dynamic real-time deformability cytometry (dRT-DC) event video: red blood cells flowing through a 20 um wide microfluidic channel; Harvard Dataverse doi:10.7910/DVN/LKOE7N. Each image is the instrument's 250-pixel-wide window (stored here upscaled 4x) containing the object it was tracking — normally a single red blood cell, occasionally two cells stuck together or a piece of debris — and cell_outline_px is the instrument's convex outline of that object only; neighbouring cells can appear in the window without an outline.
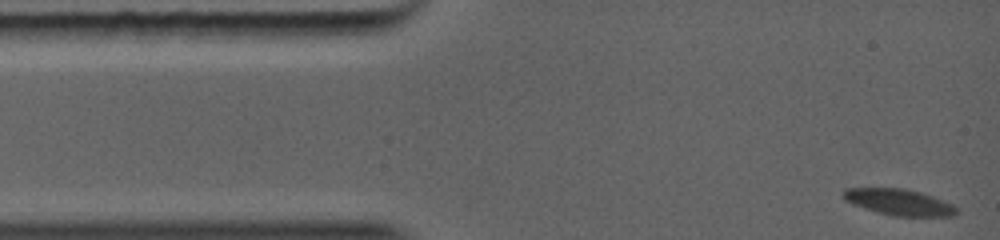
{"species": "common noctule bat (a hibernating species)", "species_latin": "Nyctalus noctula", "temperature_condition": "warm", "stored_images_in_passage": 19, "camera_frame_rate_fps": 5000, "um_per_image_px": 0.085, "animal": {"sex": "female", "body_mass_g": 19.0, "forearm_length_mm": 56.7}, "frame": {"image": 1, "passage_image": 1, "time_ms": 0.0, "image_size_px": [1000, 240], "cell_outline_px": [[960, 212], [952, 216], [892, 216], [876, 212], [852, 204], [844, 200], [844, 188], [904, 188], [920, 192], [932, 196], [952, 204]], "centroid_in_image_um": [76.41, 17.19], "position_along_channel_um": 8.6, "area_um2": 17.28}}
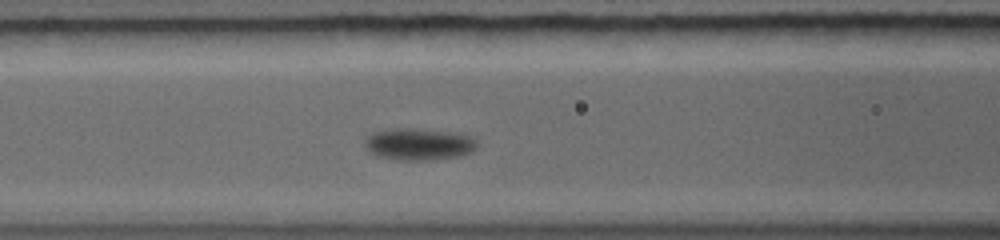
{"frame": {"image": 2, "passage_image": 8, "time_ms": 4.2, "image_size_px": [1000, 240], "cell_outline_px": [[476, 148], [472, 152], [464, 156], [432, 160], [396, 160], [376, 156], [368, 148], [368, 140], [376, 136], [452, 136], [468, 140], [476, 144]], "centroid_in_image_um": [35.7, 12.53], "position_along_channel_um": 130.9, "area_um2": 16.18}}
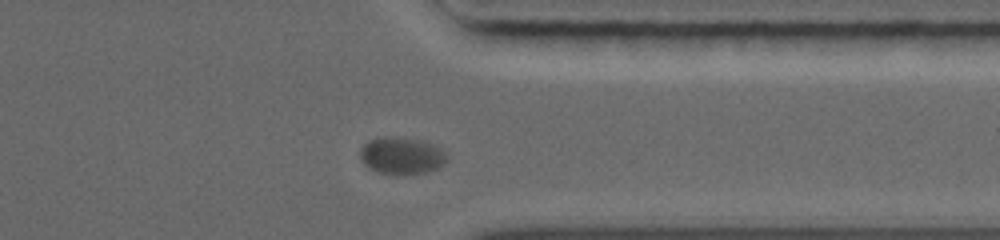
{"frame": {"image": 3, "passage_image": 17, "time_ms": 9.6, "image_size_px": [1000, 240], "cell_outline_px": [[448, 160], [444, 164], [436, 168], [424, 172], [404, 176], [396, 176], [380, 172], [368, 168], [364, 164], [364, 148], [368, 144], [376, 140], [384, 140], [420, 144], [432, 148], [448, 156]], "centroid_in_image_um": [34.16, 13.42], "position_along_channel_um": 377.2, "area_um2": 16.3}}